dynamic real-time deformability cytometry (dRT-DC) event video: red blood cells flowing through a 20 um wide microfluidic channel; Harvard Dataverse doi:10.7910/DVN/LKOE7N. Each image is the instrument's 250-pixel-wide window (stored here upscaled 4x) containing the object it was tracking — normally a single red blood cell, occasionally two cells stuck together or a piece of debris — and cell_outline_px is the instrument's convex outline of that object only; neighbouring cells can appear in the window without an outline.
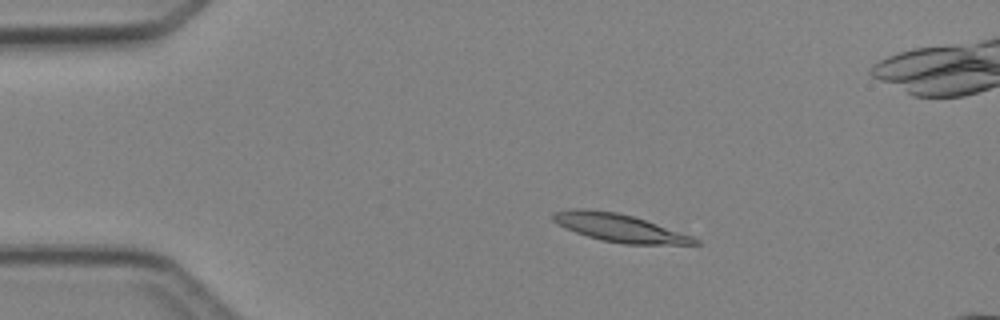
{"species": "Egyptian fruit bat (a non-hibernating species)", "species_latin": "Rousettus aegyptiacus", "temperature_condition": "cold", "stored_images_in_passage": 4, "camera_frame_rate_fps": 3000, "um_per_image_px": 0.085, "animal": {"sex": "female"}, "frame": {"image": 1, "passage_image": 2, "time_ms": 1.0, "image_size_px": [1000, 320], "cell_outline_px": [[700, 244], [624, 244], [600, 240], [576, 232], [556, 224], [552, 220], [552, 212], [576, 208], [588, 208], [616, 212], [632, 216], [692, 236], [700, 240]], "centroid_in_image_um": [52.59, 19.36], "position_along_channel_um": 32.4, "area_um2": 22.83}}